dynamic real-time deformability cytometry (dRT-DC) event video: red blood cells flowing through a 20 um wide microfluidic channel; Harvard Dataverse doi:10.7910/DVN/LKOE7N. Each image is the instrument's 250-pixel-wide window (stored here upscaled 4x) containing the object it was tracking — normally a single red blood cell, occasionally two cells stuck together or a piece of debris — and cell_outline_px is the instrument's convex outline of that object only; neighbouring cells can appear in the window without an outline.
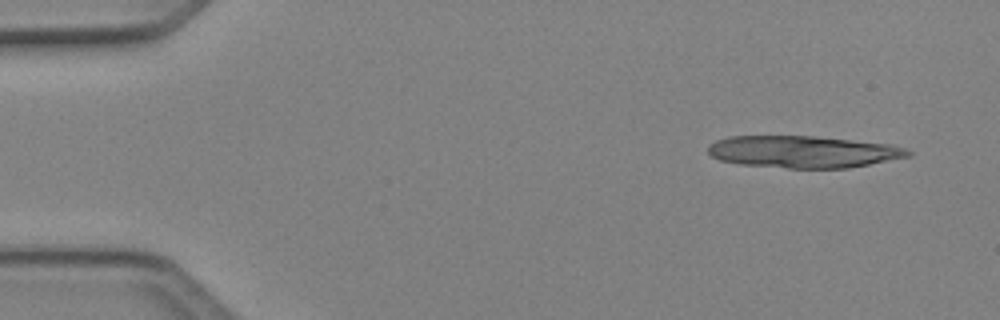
{"species": "Egyptian fruit bat (a non-hibernating species)", "species_latin": "Rousettus aegyptiacus", "temperature_condition": "cold", "stored_images_in_passage": 4, "camera_frame_rate_fps": 3000, "um_per_image_px": 0.085, "animal": {"sex": "female"}, "frame": {"image": 1, "passage_image": 1, "time_ms": 0.0, "image_size_px": [1000, 320], "cell_outline_px": [[912, 156], [848, 168], [788, 168], [740, 164], [720, 160], [712, 156], [708, 152], [708, 144], [716, 140], [728, 136], [816, 136], [892, 144], [904, 148], [912, 152]], "centroid_in_image_um": [68.28, 12.89], "position_along_channel_um": 16.7, "area_um2": 37.45}}